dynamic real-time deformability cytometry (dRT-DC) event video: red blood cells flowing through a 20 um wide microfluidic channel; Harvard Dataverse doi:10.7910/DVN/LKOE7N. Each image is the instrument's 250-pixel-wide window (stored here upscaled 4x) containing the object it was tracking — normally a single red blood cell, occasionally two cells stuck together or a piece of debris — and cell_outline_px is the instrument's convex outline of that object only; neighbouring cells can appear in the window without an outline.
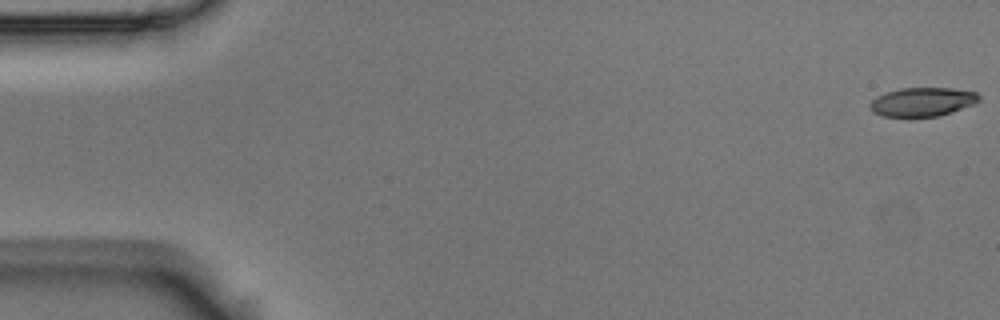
{"species": "Egyptian fruit bat (a non-hibernating species)", "species_latin": "Rousettus aegyptiacus", "temperature_condition": "room temperature", "stored_images_in_passage": 55, "camera_frame_rate_fps": 3000, "um_per_image_px": 0.085, "animal": {"sex": "male"}, "frame": {"image": 1, "passage_image": 1, "time_ms": 0.0, "image_size_px": [1000, 320], "cell_outline_px": [[980, 100], [976, 104], [940, 116], [884, 116], [872, 112], [868, 108], [868, 104], [876, 96], [900, 88], [952, 88], [976, 92], [980, 96]], "centroid_in_image_um": [78.41, 8.66], "position_along_channel_um": 6.6, "area_um2": 18.44}}
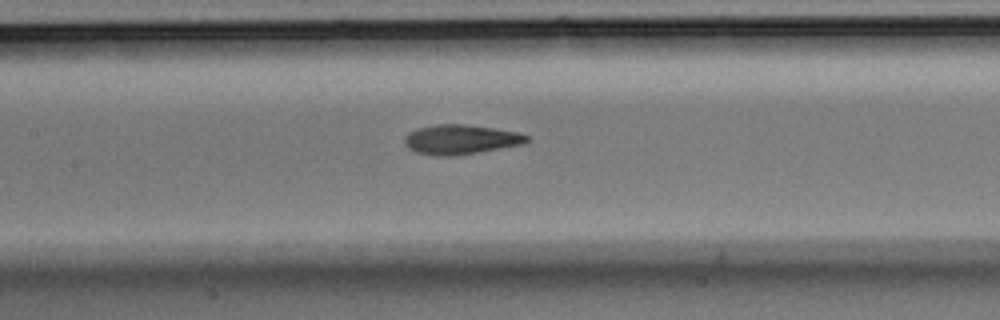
{"frame": {"image": 2, "passage_image": 26, "time_ms": 8.333, "image_size_px": [1000, 320], "cell_outline_px": [[528, 140], [524, 144], [460, 156], [432, 156], [416, 152], [408, 148], [404, 144], [404, 136], [408, 132], [416, 128], [436, 124], [464, 124], [492, 128], [516, 132], [528, 136]], "centroid_in_image_um": [39.1, 11.87], "position_along_channel_um": 168.3, "area_um2": 21.39}}
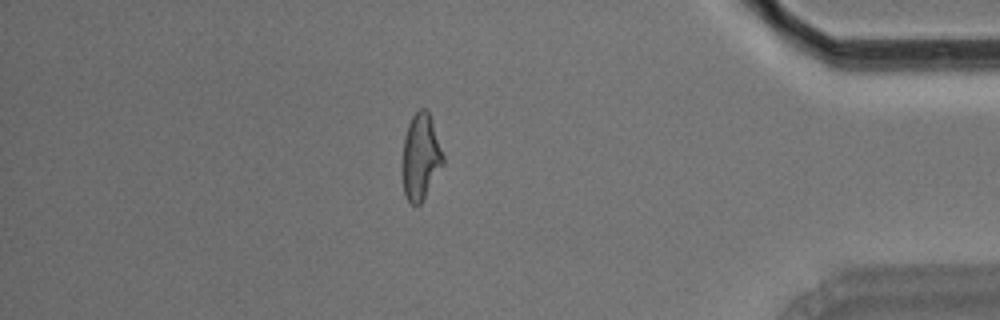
{"frame": {"image": 3, "passage_image": 48, "time_ms": 15.667, "image_size_px": [1000, 320], "cell_outline_px": [[444, 164], [420, 204], [412, 204], [408, 200], [404, 192], [404, 136], [408, 124], [412, 116], [420, 108], [424, 108], [428, 112], [432, 120], [444, 156]], "centroid_in_image_um": [35.79, 13.3], "position_along_channel_um": 399.4, "area_um2": 19.88}, "authors_computed_cell_mechanics": {"area_um2": 20.5768, "velocity_mm_per_s": 3.6461, "shape_relaxation_time_tau1_ms": 8.3981, "shape_relaxation_time_tau2_ms": 1.8555, "deformation_change_tau1": 0.2234, "deformation_change_tau2": 0.088}}